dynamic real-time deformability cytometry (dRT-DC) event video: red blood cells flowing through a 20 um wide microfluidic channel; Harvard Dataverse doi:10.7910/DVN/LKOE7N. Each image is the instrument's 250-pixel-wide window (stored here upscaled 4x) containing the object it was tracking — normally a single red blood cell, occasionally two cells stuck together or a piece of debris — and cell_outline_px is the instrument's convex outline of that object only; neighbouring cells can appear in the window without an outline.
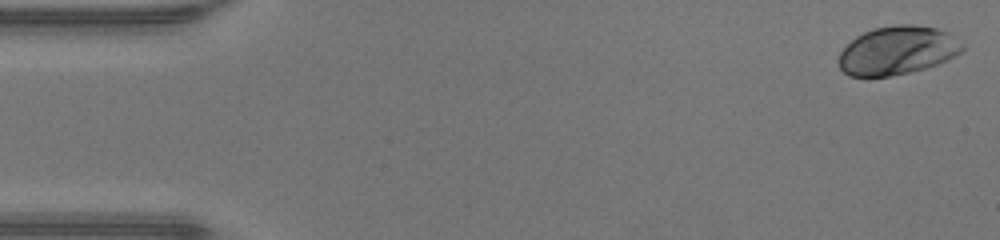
{"species": "human", "species_latin": "Homo sapiens", "temperature_condition": "warm", "stored_images_in_passage": 47, "camera_frame_rate_fps": 3000, "um_per_image_px": 0.085, "donor": {"sex": "male"}, "frame": {"image": 1, "passage_image": 1, "time_ms": 0.0, "image_size_px": [1000, 240], "cell_outline_px": [[964, 52], [948, 60], [924, 68], [908, 72], [888, 76], [848, 76], [840, 68], [836, 60], [840, 52], [856, 36], [872, 28], [896, 24], [912, 24], [936, 28], [948, 32], [964, 44]], "centroid_in_image_um": [76.29, 4.28], "position_along_channel_um": 8.7, "area_um2": 35.14}}
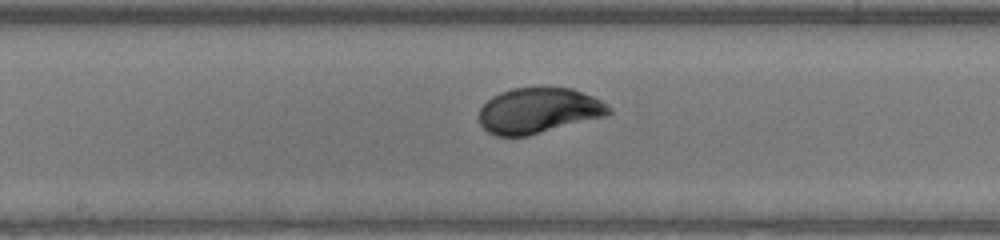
{"frame": {"image": 2, "passage_image": 24, "time_ms": 7.667, "image_size_px": [1000, 240], "cell_outline_px": [[612, 112], [608, 116], [528, 136], [496, 136], [488, 132], [480, 124], [480, 108], [492, 96], [500, 92], [512, 88], [572, 88], [592, 96], [600, 100], [612, 108]], "centroid_in_image_um": [45.8, 9.41], "position_along_channel_um": 202.4, "area_um2": 34.51}}
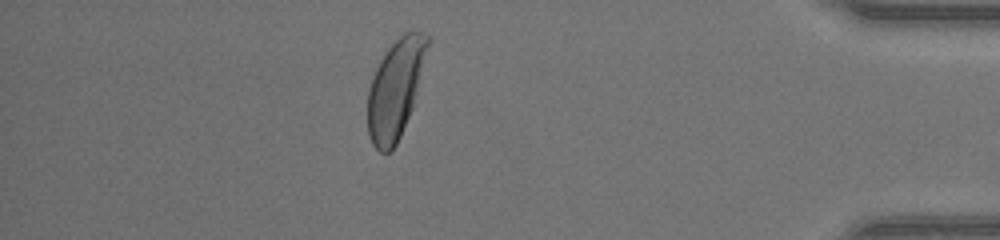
{"frame": {"image": 3, "passage_image": 41, "time_ms": 13.333, "image_size_px": [1000, 240], "cell_outline_px": [[428, 44], [412, 108], [400, 136], [396, 144], [388, 152], [380, 152], [372, 144], [368, 136], [368, 88], [372, 76], [384, 52], [404, 32], [420, 32], [428, 36]], "centroid_in_image_um": [33.57, 7.57], "position_along_channel_um": 401.6, "area_um2": 33.7}, "authors_computed_cell_mechanics": {"area_um2": 34.4488, "velocity_mm_per_s": 4.3403, "shape_relaxation_time_tau1_ms": 3.6312, "shape_relaxation_time_tau2_ms": null, "deformation_change_tau1": 0.1761, "deformation_change_tau2": null}}